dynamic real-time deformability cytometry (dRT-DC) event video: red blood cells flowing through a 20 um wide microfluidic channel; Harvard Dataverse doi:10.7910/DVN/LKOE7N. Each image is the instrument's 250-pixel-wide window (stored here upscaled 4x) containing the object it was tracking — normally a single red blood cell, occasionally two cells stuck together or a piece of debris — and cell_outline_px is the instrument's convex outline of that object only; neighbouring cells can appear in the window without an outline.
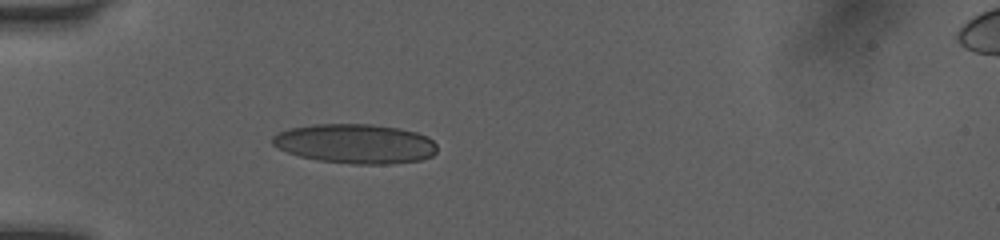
{"species": "human", "species_latin": "Homo sapiens", "temperature_condition": "room temperature", "stored_images_in_passage": 36, "camera_frame_rate_fps": 3000, "um_per_image_px": 0.085, "donor": {"sex": "female"}, "frame": {"image": 1, "passage_image": 1, "time_ms": 0.0, "image_size_px": [1000, 240], "cell_outline_px": [[436, 152], [432, 156], [420, 160], [384, 164], [352, 164], [316, 160], [300, 156], [288, 152], [272, 144], [272, 136], [288, 128], [312, 124], [372, 124], [400, 128], [416, 132], [428, 136], [436, 144]], "centroid_in_image_um": [30.21, 12.21], "position_along_channel_um": 54.8, "area_um2": 37.97}}
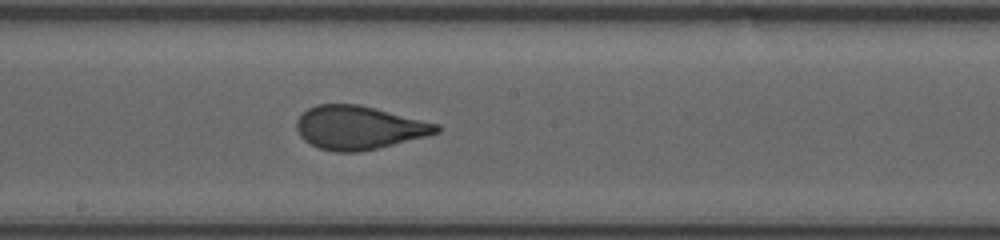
{"frame": {"image": 2, "passage_image": 14, "time_ms": 4.333, "image_size_px": [1000, 240], "cell_outline_px": [[440, 132], [360, 152], [336, 152], [320, 148], [304, 140], [300, 136], [296, 128], [296, 120], [308, 108], [316, 104], [360, 104], [440, 124]], "centroid_in_image_um": [30.49, 10.83], "position_along_channel_um": 217.7, "area_um2": 35.26}}
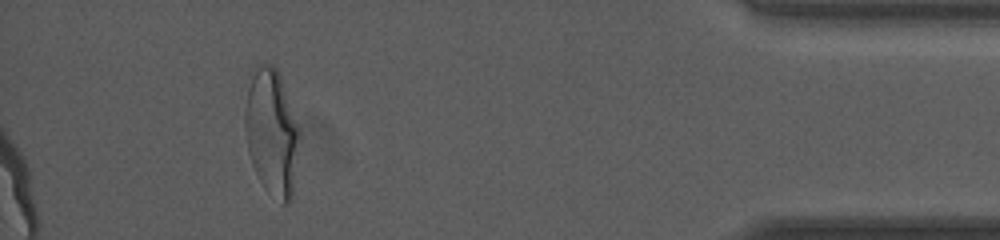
{"frame": {"image": 3, "passage_image": 32, "time_ms": 10.333, "image_size_px": [1000, 240], "cell_outline_px": [[300, 136], [292, 200], [288, 204], [280, 204], [264, 188], [252, 164], [248, 152], [244, 128], [244, 108], [252, 68], [256, 64], [272, 64], [276, 68], [280, 76], [300, 128]], "centroid_in_image_um": [23.09, 11.26], "position_along_channel_um": 412.1, "area_um2": 40.75}, "authors_computed_cell_mechanics": {"area_um2": 36.0383, "velocity_mm_per_s": 4.0721, "shape_relaxation_time_tau1_ms": 5.833, "shape_relaxation_time_tau2_ms": null, "deformation_change_tau1": 0.2096, "deformation_change_tau2": null}}